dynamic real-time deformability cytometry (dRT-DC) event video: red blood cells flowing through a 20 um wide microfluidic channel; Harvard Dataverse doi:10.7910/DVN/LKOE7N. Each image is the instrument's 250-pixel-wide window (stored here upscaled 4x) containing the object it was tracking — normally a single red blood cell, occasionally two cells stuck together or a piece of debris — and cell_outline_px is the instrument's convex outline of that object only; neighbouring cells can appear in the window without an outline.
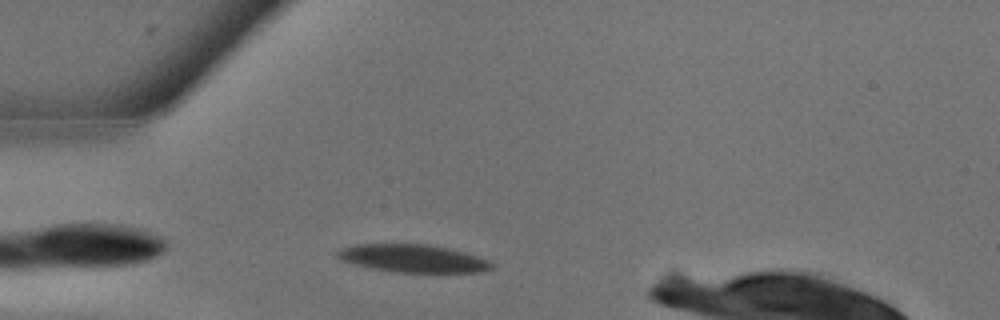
{"species": "common noctule bat (a hibernating species)", "species_latin": "Nyctalus noctula", "temperature_condition": "warm", "stored_images_in_passage": 6, "camera_frame_rate_fps": 3000, "um_per_image_px": 0.085, "animal": {"sex": "male", "body_mass_g": 13.3}, "frame": {"image": 1, "passage_image": 2, "time_ms": 0.333, "image_size_px": [1000, 320], "cell_outline_px": [[492, 268], [484, 272], [392, 272], [372, 268], [340, 260], [336, 256], [336, 252], [344, 248], [356, 244], [428, 244], [448, 248], [464, 252], [488, 260], [492, 264]], "centroid_in_image_um": [35.1, 21.96], "position_along_channel_um": 49.9, "area_um2": 24.8}}
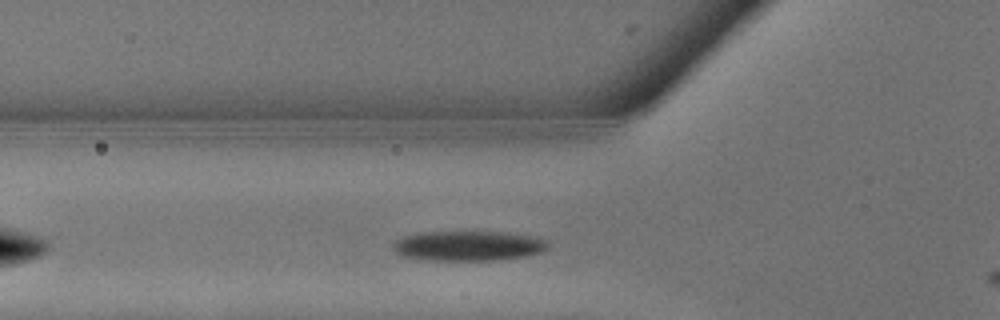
{"frame": {"image": 2, "passage_image": 4, "time_ms": 1.0, "image_size_px": [1000, 320], "cell_outline_px": [[548, 248], [540, 252], [524, 256], [500, 260], [428, 260], [400, 256], [392, 248], [396, 240], [404, 236], [424, 232], [504, 232], [540, 236], [548, 240]], "centroid_in_image_um": [39.85, 20.89], "position_along_channel_um": 85.9, "area_um2": 27.22}}
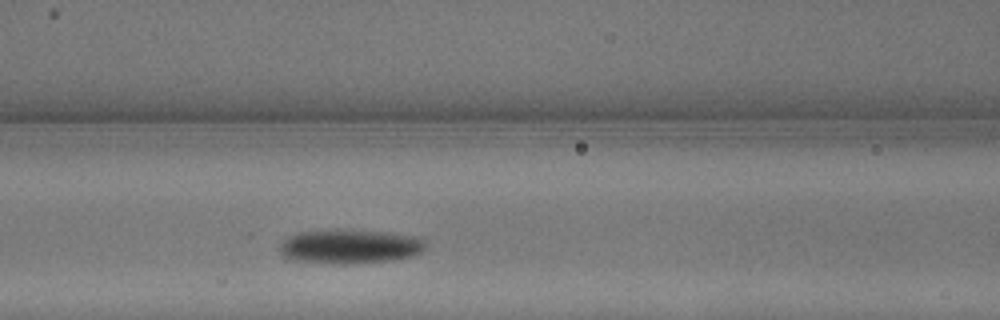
{"frame": {"image": 3, "passage_image": 6, "time_ms": 1.667, "image_size_px": [1000, 320], "cell_outline_px": [[424, 248], [420, 252], [408, 256], [388, 260], [344, 264], [300, 260], [284, 256], [280, 252], [280, 244], [288, 236], [300, 232], [336, 228], [352, 228], [388, 232], [416, 236], [424, 240]], "centroid_in_image_um": [29.73, 20.9], "position_along_channel_um": 136.9, "area_um2": 29.02}}